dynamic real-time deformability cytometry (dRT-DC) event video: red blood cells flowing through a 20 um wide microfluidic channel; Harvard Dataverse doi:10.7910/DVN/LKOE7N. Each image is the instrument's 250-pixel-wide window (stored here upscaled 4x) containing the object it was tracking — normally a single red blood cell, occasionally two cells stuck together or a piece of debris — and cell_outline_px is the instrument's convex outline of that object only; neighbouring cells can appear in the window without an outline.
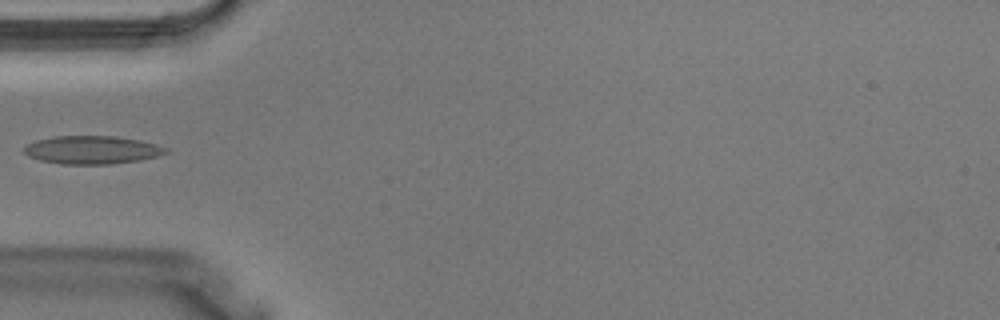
{"species": "Egyptian fruit bat (a non-hibernating species)", "species_latin": "Rousettus aegyptiacus", "temperature_condition": "warm", "stored_images_in_passage": 3, "camera_frame_rate_fps": 3000, "um_per_image_px": 0.085, "animal": {"sex": "male"}, "frame": {"image": 1, "passage_image": 3, "time_ms": 0.667, "image_size_px": [1000, 320], "cell_outline_px": [[172, 152], [140, 160], [108, 164], [60, 164], [40, 160], [28, 156], [24, 152], [24, 148], [28, 144], [36, 140], [52, 136], [116, 136], [140, 140], [156, 144], [168, 148]], "centroid_in_image_um": [7.85, 12.74], "position_along_channel_um": 77.2, "area_um2": 23.35}}